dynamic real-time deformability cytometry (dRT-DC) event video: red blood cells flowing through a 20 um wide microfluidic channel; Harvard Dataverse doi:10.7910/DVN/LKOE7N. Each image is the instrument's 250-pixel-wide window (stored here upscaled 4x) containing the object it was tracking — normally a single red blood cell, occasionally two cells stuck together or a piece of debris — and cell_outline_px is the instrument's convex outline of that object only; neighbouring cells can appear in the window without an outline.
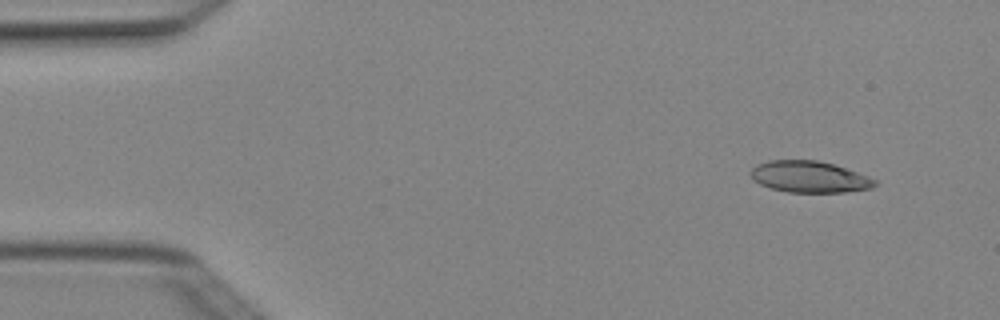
{"species": "Egyptian fruit bat (a non-hibernating species)", "species_latin": "Rousettus aegyptiacus", "temperature_condition": "cold", "stored_images_in_passage": 3, "camera_frame_rate_fps": 3000, "um_per_image_px": 0.085, "animal": {"sex": "female"}, "frame": {"image": 1, "passage_image": 1, "time_ms": 0.0, "image_size_px": [1000, 320], "cell_outline_px": [[876, 184], [872, 188], [844, 192], [788, 192], [772, 188], [760, 184], [752, 180], [748, 172], [756, 164], [768, 160], [816, 160], [832, 164], [868, 176], [876, 180]], "centroid_in_image_um": [68.74, 15.03], "position_along_channel_um": 16.3, "area_um2": 22.72}}